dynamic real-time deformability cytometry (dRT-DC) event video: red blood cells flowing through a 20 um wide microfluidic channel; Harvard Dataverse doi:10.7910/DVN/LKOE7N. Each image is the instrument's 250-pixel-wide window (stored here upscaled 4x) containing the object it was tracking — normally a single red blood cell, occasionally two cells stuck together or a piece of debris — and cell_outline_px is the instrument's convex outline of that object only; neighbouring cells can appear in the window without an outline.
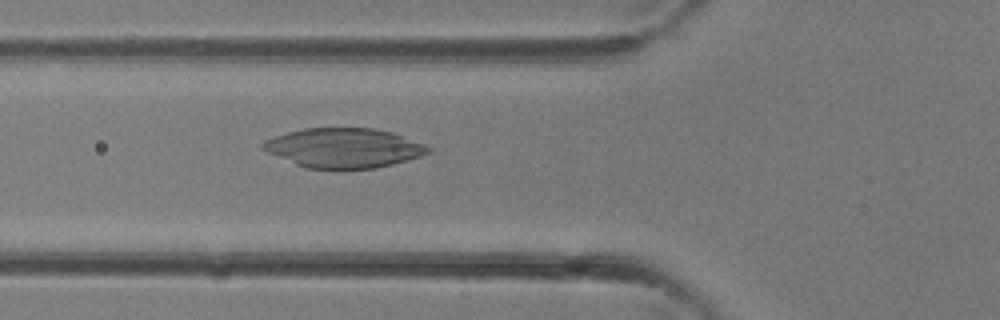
{"species": "common noctule bat (a hibernating species)", "species_latin": "Nyctalus noctula", "temperature_condition": "room temperature", "stored_images_in_passage": 36, "camera_frame_rate_fps": 3000, "um_per_image_px": 0.085, "animal": {"sex": "female"}, "frame": {"image": 1, "passage_image": 13, "time_ms": 4.0, "image_size_px": [1000, 320], "cell_outline_px": [[432, 152], [420, 156], [392, 164], [376, 168], [304, 168], [268, 152], [260, 148], [260, 144], [264, 140], [288, 132], [304, 128], [376, 128], [392, 132], [424, 144], [432, 148]], "centroid_in_image_um": [29.22, 12.56], "position_along_channel_um": 96.6, "area_um2": 37.92}}
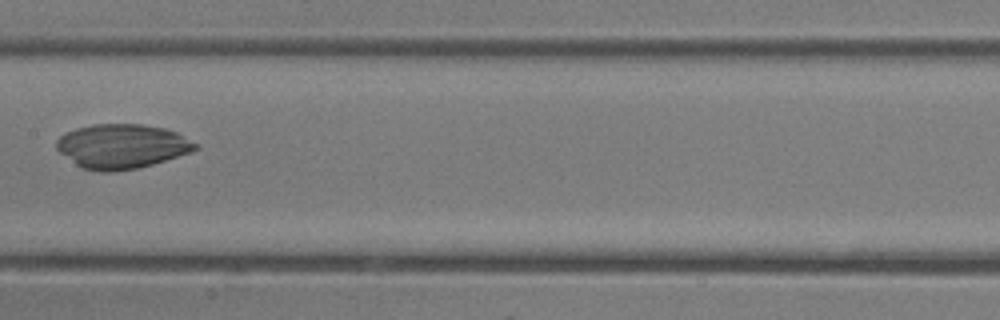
{"frame": {"image": 2, "passage_image": 18, "time_ms": 5.667, "image_size_px": [1000, 320], "cell_outline_px": [[200, 148], [192, 152], [152, 164], [136, 168], [112, 172], [104, 172], [80, 168], [60, 152], [56, 148], [56, 140], [64, 132], [76, 128], [92, 124], [144, 124], [164, 128], [176, 132], [196, 144]], "centroid_in_image_um": [10.33, 12.43], "position_along_channel_um": 197.1, "area_um2": 35.95}}
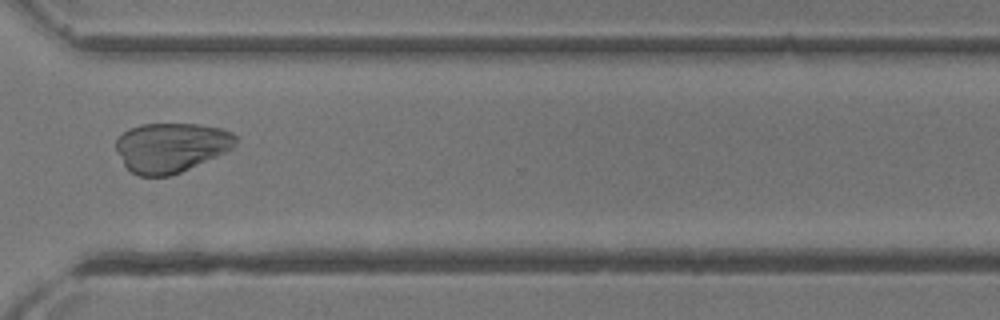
{"frame": {"image": 3, "passage_image": 26, "time_ms": 8.333, "image_size_px": [1000, 320], "cell_outline_px": [[236, 144], [232, 148], [216, 156], [172, 176], [140, 176], [132, 172], [124, 164], [116, 152], [116, 140], [128, 128], [140, 124], [200, 124], [220, 128], [232, 132], [236, 136]], "centroid_in_image_um": [14.52, 12.52], "position_along_channel_um": 356.1, "area_um2": 34.51}}